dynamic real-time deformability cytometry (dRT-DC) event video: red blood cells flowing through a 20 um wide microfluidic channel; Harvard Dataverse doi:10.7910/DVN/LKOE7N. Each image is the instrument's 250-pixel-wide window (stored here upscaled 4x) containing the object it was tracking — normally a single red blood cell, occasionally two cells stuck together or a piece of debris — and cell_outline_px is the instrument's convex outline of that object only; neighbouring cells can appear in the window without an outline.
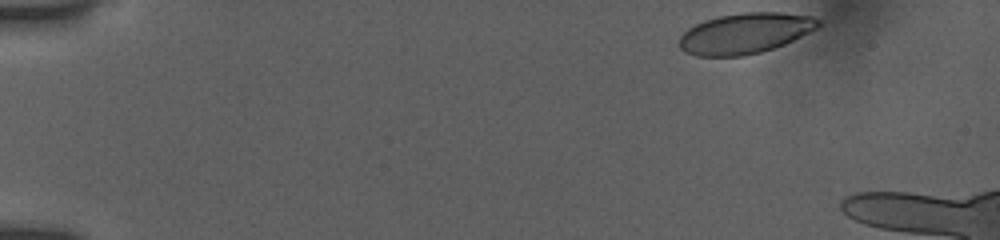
{"species": "human", "species_latin": "Homo sapiens", "temperature_condition": "room temperature", "stored_images_in_passage": 44, "camera_frame_rate_fps": 3000, "um_per_image_px": 0.085, "donor": {"sex": "female"}, "frame": {"image": 1, "passage_image": 1, "time_ms": 0.0, "image_size_px": [1000, 240], "cell_outline_px": [[820, 24], [816, 28], [784, 44], [760, 52], [744, 56], [696, 56], [684, 52], [680, 48], [680, 36], [688, 28], [704, 20], [720, 16], [740, 12], [780, 12], [812, 16], [820, 20]], "centroid_in_image_um": [63.3, 2.83], "position_along_channel_um": 21.7, "area_um2": 32.71}}
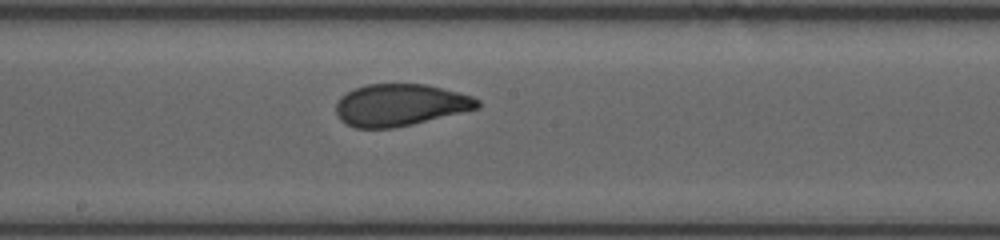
{"frame": {"image": 2, "passage_image": 25, "time_ms": 8.0, "image_size_px": [1000, 240], "cell_outline_px": [[480, 108], [412, 124], [392, 128], [356, 128], [344, 124], [340, 120], [336, 112], [336, 104], [340, 96], [356, 88], [368, 84], [428, 84], [472, 96], [480, 100]], "centroid_in_image_um": [34.01, 8.92], "position_along_channel_um": 214.2, "area_um2": 34.62}}
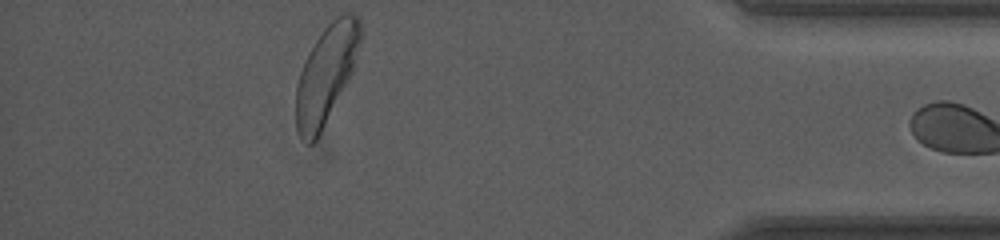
{"frame": {"image": 3, "passage_image": 43, "time_ms": 14.0, "image_size_px": [1000, 240], "cell_outline_px": [[360, 40], [352, 68], [316, 140], [312, 144], [308, 144], [300, 136], [296, 128], [296, 84], [304, 60], [308, 52], [324, 28], [336, 16], [344, 12], [352, 12], [360, 16]], "centroid_in_image_um": [27.68, 6.26], "position_along_channel_um": 407.5, "area_um2": 35.72}}